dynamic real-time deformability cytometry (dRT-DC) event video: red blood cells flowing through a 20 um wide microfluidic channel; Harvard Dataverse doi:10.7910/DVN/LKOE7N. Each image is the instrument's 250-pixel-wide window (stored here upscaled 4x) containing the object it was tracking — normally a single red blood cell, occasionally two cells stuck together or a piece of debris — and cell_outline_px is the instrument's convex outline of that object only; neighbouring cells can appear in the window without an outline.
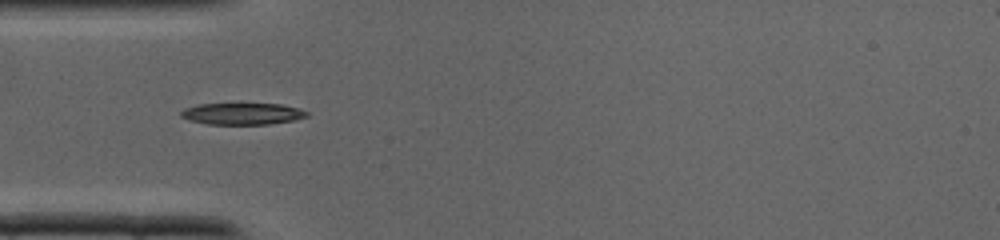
{"species": "common noctule bat (a hibernating species)", "species_latin": "Nyctalus noctula", "temperature_condition": "cold", "stored_images_in_passage": 30, "camera_frame_rate_fps": 3000, "um_per_image_px": 0.085, "animal": {"sex": "male", "body_mass_g": 19.0, "forearm_length_mm": 50.8}, "frame": {"image": 1, "passage_image": 4, "time_ms": 1.0, "image_size_px": [1000, 240], "cell_outline_px": [[308, 116], [292, 120], [268, 124], [208, 124], [188, 120], [180, 116], [180, 112], [184, 108], [196, 104], [280, 104], [300, 108], [308, 112]], "centroid_in_image_um": [20.56, 9.66], "position_along_channel_um": 64.4, "area_um2": 15.84}}
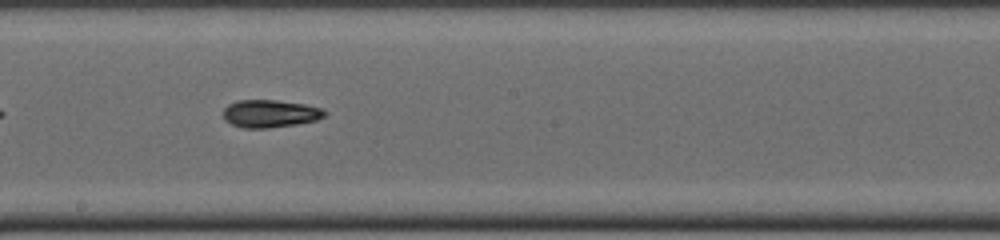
{"frame": {"image": 2, "passage_image": 13, "time_ms": 4.0, "image_size_px": [1000, 240], "cell_outline_px": [[328, 112], [324, 116], [316, 120], [296, 124], [268, 128], [244, 128], [232, 124], [224, 120], [224, 108], [228, 104], [236, 100], [276, 100], [304, 104], [320, 108]], "centroid_in_image_um": [22.94, 9.65], "position_along_channel_um": 225.3, "area_um2": 16.3}}
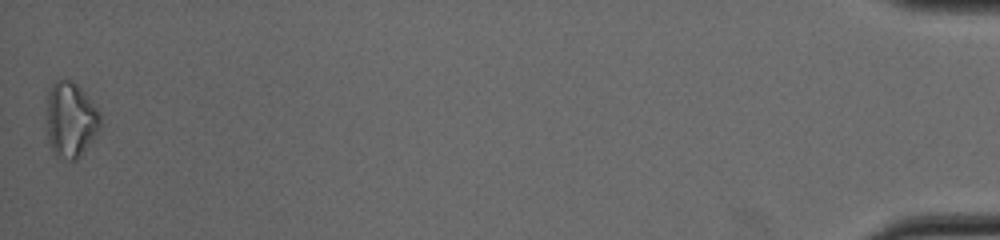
{"frame": {"image": 3, "passage_image": 30, "time_ms": 9.667, "image_size_px": [1000, 240], "cell_outline_px": [[100, 128], [92, 140], [80, 156], [76, 160], [68, 160], [56, 156], [52, 152], [48, 140], [48, 92], [52, 84], [56, 80], [72, 80], [80, 88], [100, 112]], "centroid_in_image_um": [6.01, 10.2], "position_along_channel_um": 429.2, "area_um2": 23.29}}